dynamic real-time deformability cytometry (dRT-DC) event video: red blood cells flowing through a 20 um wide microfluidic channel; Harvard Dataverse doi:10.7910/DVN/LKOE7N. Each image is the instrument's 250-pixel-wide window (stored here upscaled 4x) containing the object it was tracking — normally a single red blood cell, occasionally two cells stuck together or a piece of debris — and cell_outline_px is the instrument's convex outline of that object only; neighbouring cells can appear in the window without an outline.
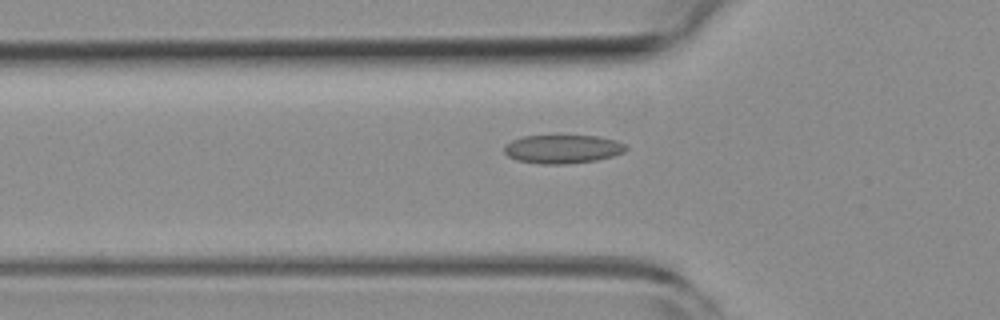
{"species": "common noctule bat (a hibernating species)", "species_latin": "Nyctalus noctula", "temperature_condition": "room temperature", "stored_images_in_passage": 55, "camera_frame_rate_fps": 3000, "um_per_image_px": 0.085, "animal": {"sex": "female", "body_mass_g": 19.3, "forearm_length_mm": 54.1}, "frame": {"image": 1, "passage_image": 18, "time_ms": 5.667, "image_size_px": [1000, 320], "cell_outline_px": [[628, 148], [624, 152], [612, 156], [596, 160], [564, 164], [540, 164], [516, 160], [508, 156], [504, 152], [504, 144], [512, 140], [524, 136], [600, 136], [616, 140], [628, 144]], "centroid_in_image_um": [47.84, 12.67], "position_along_channel_um": 78.0, "area_um2": 20.4}}
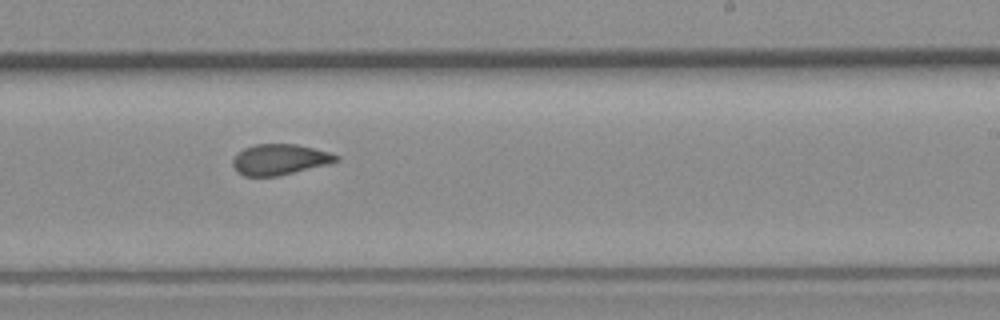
{"frame": {"image": 2, "passage_image": 33, "time_ms": 10.667, "image_size_px": [1000, 320], "cell_outline_px": [[340, 160], [328, 164], [276, 176], [244, 176], [236, 172], [232, 164], [232, 160], [244, 148], [256, 144], [296, 144], [328, 152], [340, 156]], "centroid_in_image_um": [23.76, 13.56], "position_along_channel_um": 265.2, "area_um2": 18.32}}
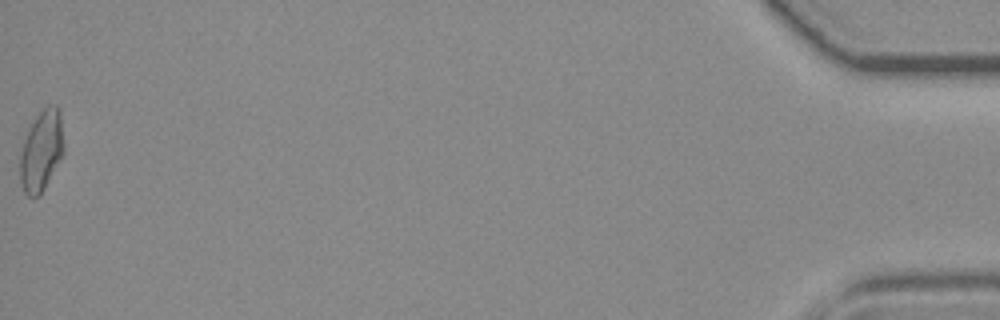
{"frame": {"image": 3, "passage_image": 55, "time_ms": 18.0, "image_size_px": [1000, 320], "cell_outline_px": [[64, 152], [40, 196], [32, 200], [24, 192], [20, 180], [20, 152], [24, 140], [36, 116], [48, 104], [56, 104], [60, 108], [64, 144]], "centroid_in_image_um": [3.53, 12.83], "position_along_channel_um": 431.7, "area_um2": 20.75}, "authors_computed_cell_mechanics": {"area_um2": 19.363, "velocity_mm_per_s": 3.7354, "shape_relaxation_time_tau1_ms": 7.828, "shape_relaxation_time_tau2_ms": 1.9533, "deformation_change_tau1": 0.1632, "deformation_change_tau2": 0.063}}